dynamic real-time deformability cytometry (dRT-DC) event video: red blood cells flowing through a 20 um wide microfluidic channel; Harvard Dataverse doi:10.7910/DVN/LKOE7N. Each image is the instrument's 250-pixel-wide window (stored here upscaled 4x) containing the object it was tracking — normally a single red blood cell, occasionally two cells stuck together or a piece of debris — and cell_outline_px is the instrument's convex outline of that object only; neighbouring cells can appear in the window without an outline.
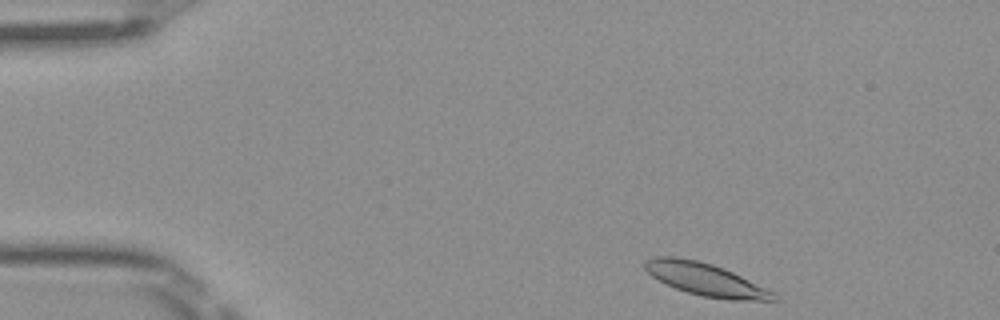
{"species": "Egyptian fruit bat (a non-hibernating species)", "species_latin": "Rousettus aegyptiacus", "temperature_condition": "room temperature", "stored_images_in_passage": 45, "camera_frame_rate_fps": 3000, "um_per_image_px": 0.085, "frame": {"image": 1, "passage_image": 1, "time_ms": 0.0, "image_size_px": [1000, 320], "cell_outline_px": [[780, 300], [732, 300], [700, 296], [676, 288], [652, 276], [644, 268], [644, 260], [652, 256], [676, 256], [700, 260], [724, 268], [776, 292], [780, 296]], "centroid_in_image_um": [60.01, 23.74], "position_along_channel_um": 25.0, "area_um2": 24.68}}
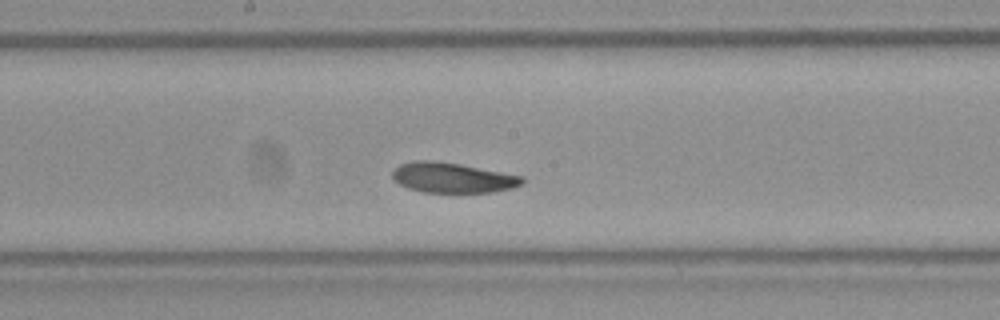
{"frame": {"image": 2, "passage_image": 21, "time_ms": 6.667, "image_size_px": [1000, 320], "cell_outline_px": [[524, 180], [520, 184], [512, 188], [492, 192], [424, 192], [408, 188], [392, 180], [392, 172], [400, 164], [416, 160], [432, 160], [460, 164], [524, 176]], "centroid_in_image_um": [38.44, 15.1], "position_along_channel_um": 209.8, "area_um2": 22.72}}
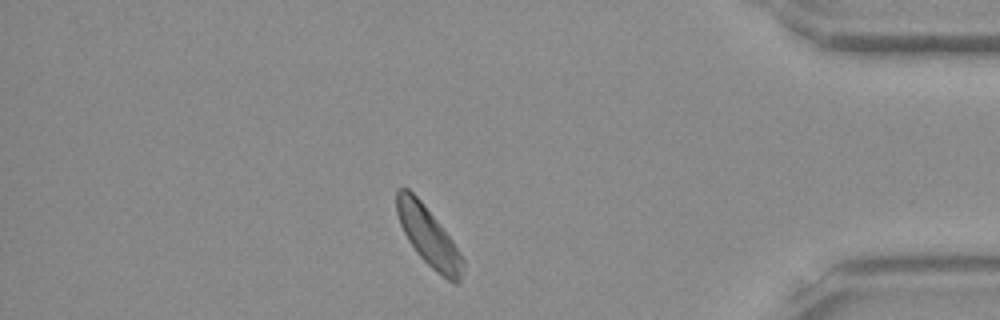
{"frame": {"image": 3, "passage_image": 38, "time_ms": 12.333, "image_size_px": [1000, 320], "cell_outline_px": [[464, 264], [460, 280], [456, 284], [448, 280], [436, 272], [416, 252], [408, 240], [400, 224], [396, 212], [396, 188], [408, 188], [420, 200], [452, 240], [460, 252], [464, 260]], "centroid_in_image_um": [36.41, 20.1], "position_along_channel_um": 398.8, "area_um2": 22.43}, "authors_computed_cell_mechanics": {"area_um2": 23.3512, "velocity_mm_per_s": 3.9593, "shape_relaxation_time_tau1_ms": 2.2017, "shape_relaxation_time_tau2_ms": 6.526, "deformation_change_tau1": 0.0758, "deformation_change_tau2": 0.0963}}